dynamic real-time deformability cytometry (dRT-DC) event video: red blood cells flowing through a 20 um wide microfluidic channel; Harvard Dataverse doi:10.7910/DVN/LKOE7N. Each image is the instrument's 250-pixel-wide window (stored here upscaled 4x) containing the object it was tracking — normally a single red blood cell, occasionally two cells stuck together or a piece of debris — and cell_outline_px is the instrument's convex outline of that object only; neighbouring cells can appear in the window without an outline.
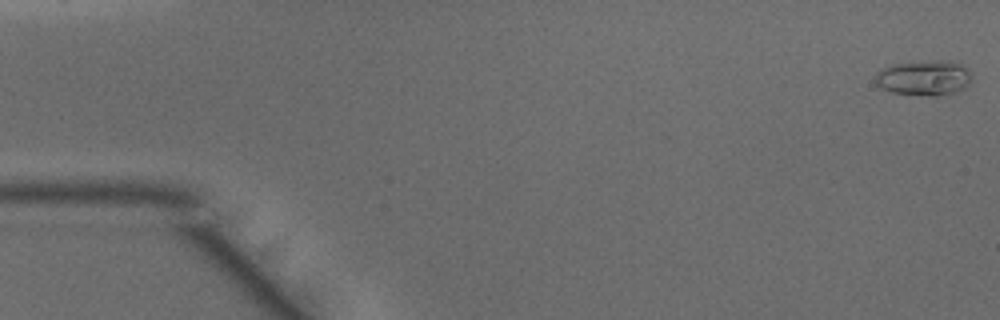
{"species": "common noctule bat (a hibernating species)", "species_latin": "Nyctalus noctula", "temperature_condition": "warm", "stored_images_in_passage": 48, "camera_frame_rate_fps": 3000, "um_per_image_px": 0.085, "animal": {"sex": "male", "body_mass_g": 15.6}, "frame": {"image": 1, "passage_image": 1, "time_ms": 0.0, "image_size_px": [1000, 320], "cell_outline_px": [[972, 80], [964, 88], [952, 92], [936, 96], [932, 96], [892, 92], [876, 84], [876, 72], [884, 68], [896, 64], [940, 60], [964, 64], [972, 72]], "centroid_in_image_um": [78.61, 6.61], "position_along_channel_um": 6.4, "area_um2": 19.48}}
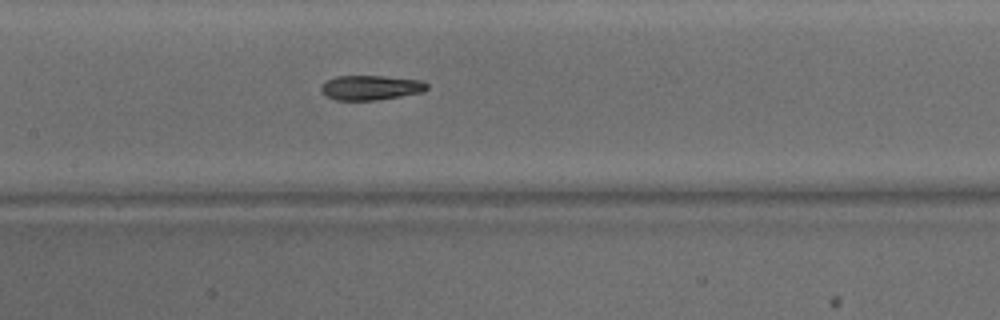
{"frame": {"image": 2, "passage_image": 23, "time_ms": 7.333, "image_size_px": [1000, 320], "cell_outline_px": [[428, 88], [424, 92], [376, 100], [336, 100], [320, 92], [320, 88], [328, 80], [336, 76], [384, 76], [424, 80], [428, 84]], "centroid_in_image_um": [31.56, 7.44], "position_along_channel_um": 175.8, "area_um2": 15.26}}
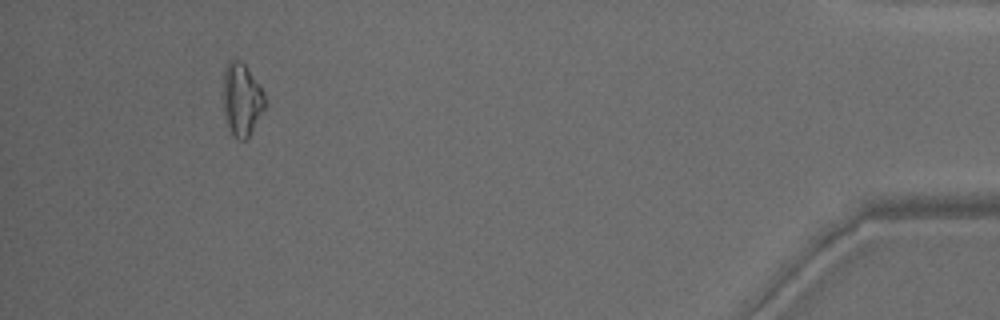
{"frame": {"image": 3, "passage_image": 45, "time_ms": 14.667, "image_size_px": [1000, 320], "cell_outline_px": [[268, 104], [248, 136], [244, 140], [236, 140], [232, 136], [224, 112], [224, 68], [228, 60], [232, 56], [240, 60], [244, 64], [264, 92]], "centroid_in_image_um": [20.56, 8.43], "position_along_channel_um": 414.6, "area_um2": 17.8}, "authors_computed_cell_mechanics": {"area_um2": 16.184, "velocity_mm_per_s": 4.1819, "shape_relaxation_time_tau1_ms": 7.0851, "shape_relaxation_time_tau2_ms": 2.2447, "deformation_change_tau1": 0.2379, "deformation_change_tau2": 0.1052}}